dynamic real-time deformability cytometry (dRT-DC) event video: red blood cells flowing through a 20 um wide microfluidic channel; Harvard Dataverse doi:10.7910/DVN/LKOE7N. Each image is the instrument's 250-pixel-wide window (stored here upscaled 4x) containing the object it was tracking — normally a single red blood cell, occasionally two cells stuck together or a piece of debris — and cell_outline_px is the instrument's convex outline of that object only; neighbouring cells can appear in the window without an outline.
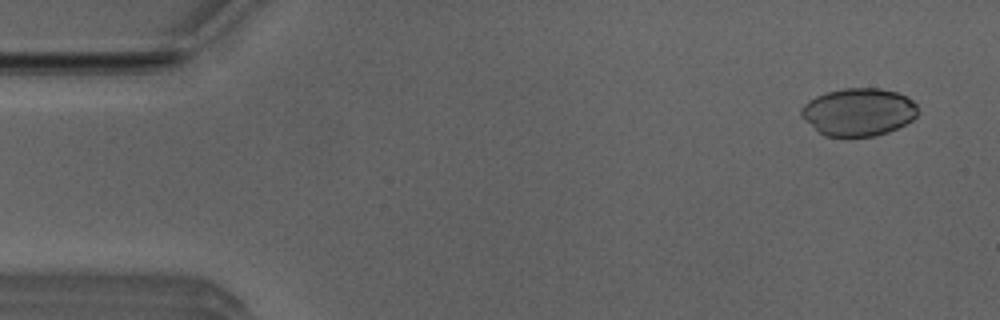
{"species": "Egyptian fruit bat (a non-hibernating species)", "species_latin": "Rousettus aegyptiacus", "temperature_condition": "room temperature", "stored_images_in_passage": 11, "camera_frame_rate_fps": 3000, "um_per_image_px": 0.085, "animal": {"sex": "male"}, "frame": {"image": 1, "passage_image": 2, "time_ms": 0.333, "image_size_px": [1000, 320], "cell_outline_px": [[916, 116], [912, 120], [888, 132], [876, 136], [824, 136], [804, 120], [800, 116], [800, 108], [808, 100], [816, 96], [828, 92], [844, 88], [880, 88], [896, 92], [912, 100], [916, 104]], "centroid_in_image_um": [72.93, 9.52], "position_along_channel_um": 12.1, "area_um2": 32.31}}